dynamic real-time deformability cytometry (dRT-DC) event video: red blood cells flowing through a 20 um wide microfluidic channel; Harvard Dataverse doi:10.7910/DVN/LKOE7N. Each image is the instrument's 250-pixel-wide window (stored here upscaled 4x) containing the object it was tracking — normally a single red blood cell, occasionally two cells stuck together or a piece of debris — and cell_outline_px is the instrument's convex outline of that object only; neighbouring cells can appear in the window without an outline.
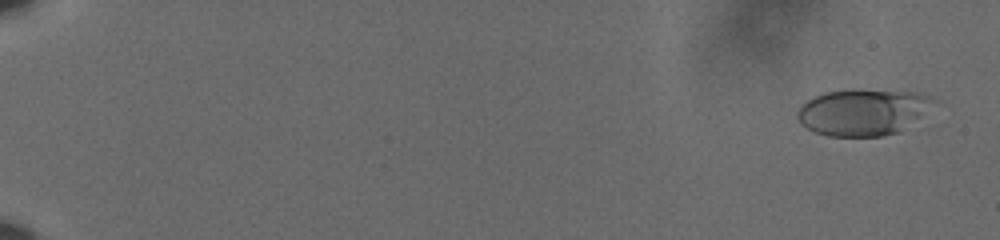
{"species": "human", "species_latin": "Homo sapiens", "temperature_condition": "cold", "stored_images_in_passage": 60, "camera_frame_rate_fps": 3000, "um_per_image_px": 0.085, "donor": {"sex": "male"}, "frame": {"image": 1, "passage_image": 3, "time_ms": 0.667, "image_size_px": [1000, 240], "cell_outline_px": [[936, 100], [896, 132], [884, 136], [828, 136], [816, 132], [800, 124], [796, 116], [800, 108], [808, 100], [816, 96], [828, 92], [916, 92], [928, 96]], "centroid_in_image_um": [73.23, 9.57], "position_along_channel_um": 11.8, "area_um2": 34.68}}
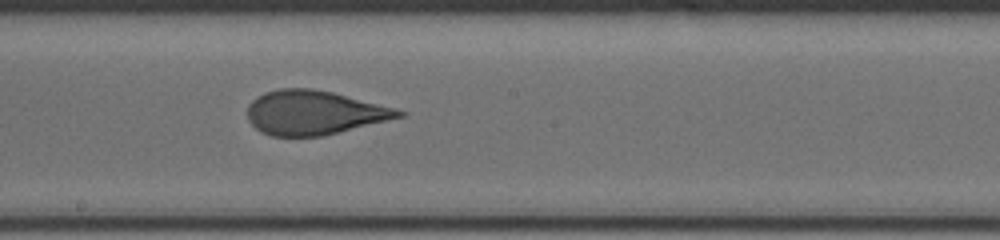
{"frame": {"image": 2, "passage_image": 37, "time_ms": 12.0, "image_size_px": [1000, 240], "cell_outline_px": [[408, 112], [404, 116], [320, 136], [272, 136], [260, 132], [248, 120], [248, 104], [256, 96], [264, 92], [280, 88], [312, 88], [332, 92], [396, 108]], "centroid_in_image_um": [26.66, 9.56], "position_along_channel_um": 221.5, "area_um2": 38.73}}
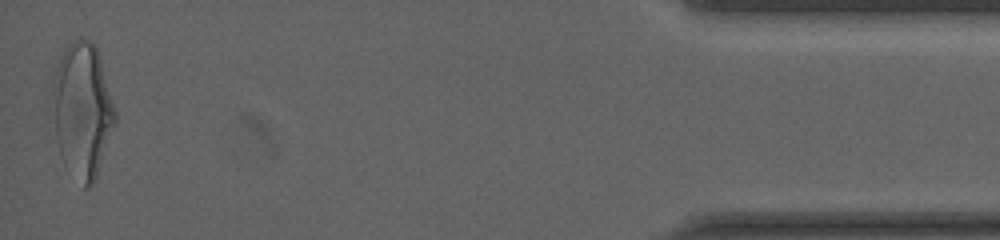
{"frame": {"image": 3, "passage_image": 60, "time_ms": 19.667, "image_size_px": [1000, 240], "cell_outline_px": [[116, 124], [96, 176], [92, 184], [88, 188], [84, 188], [60, 156], [48, 104], [52, 80], [60, 56], [68, 44], [72, 40], [80, 36], [88, 40], [96, 48], [100, 60], [116, 112]], "centroid_in_image_um": [6.94, 9.34], "position_along_channel_um": 428.3, "area_um2": 49.65}, "authors_computed_cell_mechanics": {"area_um2": 38.5526, "velocity_mm_per_s": 3.6207, "shape_relaxation_time_tau1_ms": 4.2082, "shape_relaxation_time_tau2_ms": 0.8424, "deformation_change_tau1": 0.1761, "deformation_change_tau2": 0.0895}}